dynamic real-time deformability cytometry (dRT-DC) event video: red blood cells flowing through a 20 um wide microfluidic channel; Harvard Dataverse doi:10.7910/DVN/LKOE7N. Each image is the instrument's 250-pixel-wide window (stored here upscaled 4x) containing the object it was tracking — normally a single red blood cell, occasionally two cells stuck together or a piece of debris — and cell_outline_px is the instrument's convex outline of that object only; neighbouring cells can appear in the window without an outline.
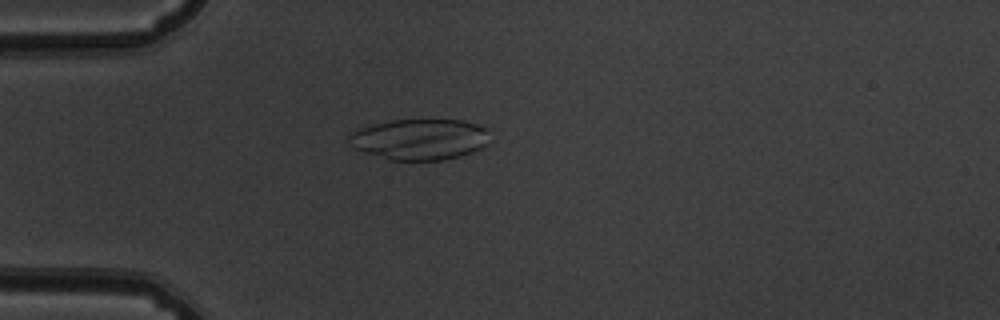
{"species": "common noctule bat (a hibernating species)", "species_latin": "Nyctalus noctula", "temperature_condition": "warm", "stored_images_in_passage": 53, "camera_frame_rate_fps": 3000, "um_per_image_px": 0.085, "animal": {"sex": "male", "body_mass_g": 19.5, "forearm_length_mm": 54.6}, "frame": {"image": 1, "passage_image": 15, "time_ms": 4.667, "image_size_px": [1000, 320], "cell_outline_px": [[488, 144], [472, 152], [460, 156], [444, 160], [392, 160], [352, 148], [348, 144], [348, 136], [356, 128], [372, 124], [392, 120], [464, 120], [488, 128]], "centroid_in_image_um": [35.66, 11.83], "position_along_channel_um": 49.3, "area_um2": 33.81}}
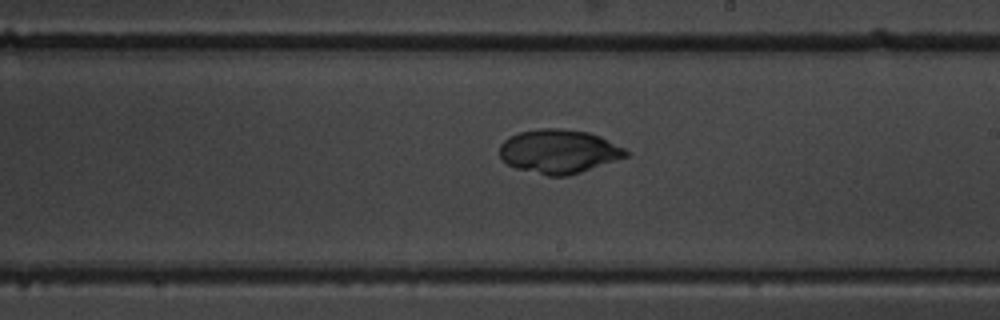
{"frame": {"image": 2, "passage_image": 31, "time_ms": 10.0, "image_size_px": [1000, 320], "cell_outline_px": [[632, 152], [628, 156], [568, 176], [548, 176], [516, 168], [508, 164], [500, 156], [500, 144], [508, 136], [520, 132], [540, 128], [560, 128], [588, 132], [600, 136]], "centroid_in_image_um": [47.5, 12.86], "position_along_channel_um": 241.5, "area_um2": 32.25}}
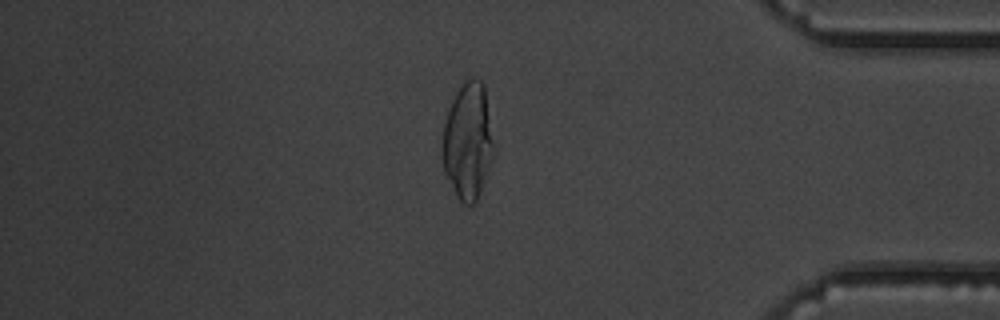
{"frame": {"image": 3, "passage_image": 45, "time_ms": 14.667, "image_size_px": [1000, 320], "cell_outline_px": [[492, 148], [488, 168], [476, 200], [472, 204], [464, 204], [456, 196], [444, 172], [440, 156], [440, 144], [444, 124], [452, 100], [456, 92], [468, 80], [480, 80], [484, 84], [492, 140]], "centroid_in_image_um": [39.69, 12.03], "position_along_channel_um": 395.5, "area_um2": 34.04}}